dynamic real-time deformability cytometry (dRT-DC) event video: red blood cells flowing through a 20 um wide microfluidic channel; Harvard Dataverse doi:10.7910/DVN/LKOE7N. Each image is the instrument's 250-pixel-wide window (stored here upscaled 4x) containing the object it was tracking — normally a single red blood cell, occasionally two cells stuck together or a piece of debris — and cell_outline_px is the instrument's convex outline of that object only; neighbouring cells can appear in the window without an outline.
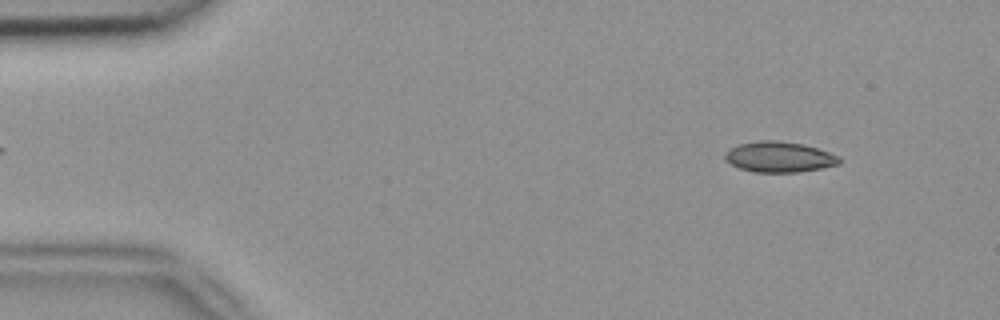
{"species": "common noctule bat (a hibernating species)", "species_latin": "Nyctalus noctula", "temperature_condition": "room temperature", "stored_images_in_passage": 5, "camera_frame_rate_fps": 3000, "um_per_image_px": 0.085, "animal": {"sex": "female", "body_mass_g": 18.4}, "frame": {"image": 1, "passage_image": 1, "time_ms": 0.0, "image_size_px": [1000, 320], "cell_outline_px": [[840, 164], [800, 172], [752, 172], [740, 168], [724, 160], [724, 152], [728, 148], [740, 144], [760, 140], [780, 140], [804, 144], [840, 156]], "centroid_in_image_um": [66.2, 13.33], "position_along_channel_um": 18.8, "area_um2": 20.52}}
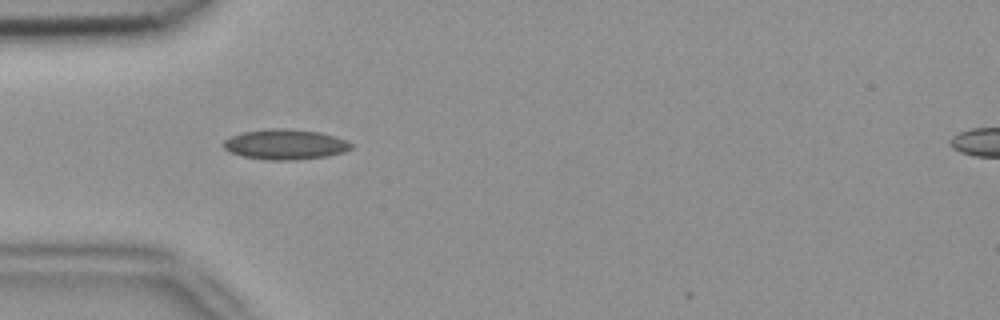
{"frame": {"image": 2, "passage_image": 4, "time_ms": 1.0, "image_size_px": [1000, 320], "cell_outline_px": [[352, 148], [344, 152], [328, 156], [296, 160], [264, 160], [240, 156], [224, 148], [224, 140], [232, 136], [244, 132], [268, 128], [284, 128], [320, 132], [348, 140], [352, 144]], "centroid_in_image_um": [24.27, 12.28], "position_along_channel_um": 60.7, "area_um2": 22.6}}